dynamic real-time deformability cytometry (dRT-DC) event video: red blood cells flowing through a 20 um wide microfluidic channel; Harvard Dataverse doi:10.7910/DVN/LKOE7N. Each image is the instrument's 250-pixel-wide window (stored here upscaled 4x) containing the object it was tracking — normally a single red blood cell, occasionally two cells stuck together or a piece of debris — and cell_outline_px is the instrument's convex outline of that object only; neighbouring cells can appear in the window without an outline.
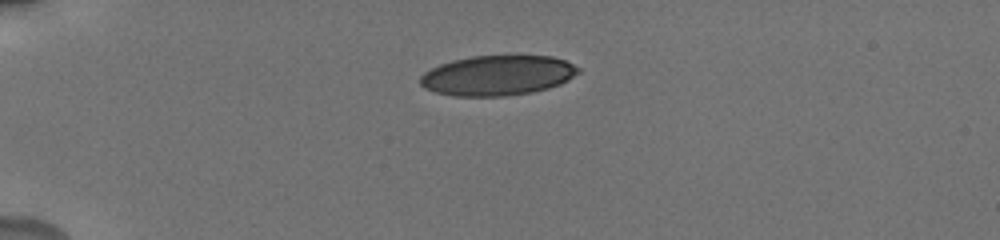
{"species": "human", "species_latin": "Homo sapiens", "temperature_condition": "cold", "stored_images_in_passage": 9, "camera_frame_rate_fps": 3000, "um_per_image_px": 0.085, "donor": {"sex": "male"}, "frame": {"image": 1, "passage_image": 1, "time_ms": 0.0, "image_size_px": [1000, 240], "cell_outline_px": [[580, 72], [568, 80], [560, 84], [548, 88], [532, 92], [504, 96], [452, 96], [436, 92], [424, 88], [420, 84], [420, 76], [424, 72], [440, 64], [452, 60], [472, 56], [552, 56], [564, 60], [580, 68]], "centroid_in_image_um": [42.28, 6.41], "position_along_channel_um": 42.7, "area_um2": 36.88}}
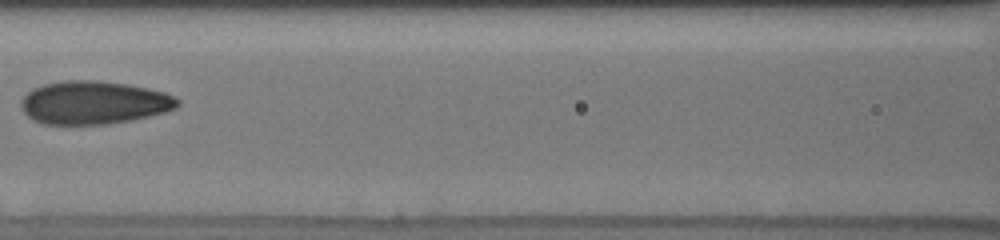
{"frame": {"image": 2, "passage_image": 7, "time_ms": 4.333, "image_size_px": [1000, 240], "cell_outline_px": [[180, 104], [176, 108], [164, 112], [132, 120], [108, 124], [44, 124], [32, 120], [24, 112], [20, 104], [20, 100], [32, 88], [44, 84], [64, 80], [96, 80], [124, 84], [164, 92], [176, 96], [180, 100]], "centroid_in_image_um": [7.96, 8.72], "position_along_channel_um": 158.6, "area_um2": 39.36}}